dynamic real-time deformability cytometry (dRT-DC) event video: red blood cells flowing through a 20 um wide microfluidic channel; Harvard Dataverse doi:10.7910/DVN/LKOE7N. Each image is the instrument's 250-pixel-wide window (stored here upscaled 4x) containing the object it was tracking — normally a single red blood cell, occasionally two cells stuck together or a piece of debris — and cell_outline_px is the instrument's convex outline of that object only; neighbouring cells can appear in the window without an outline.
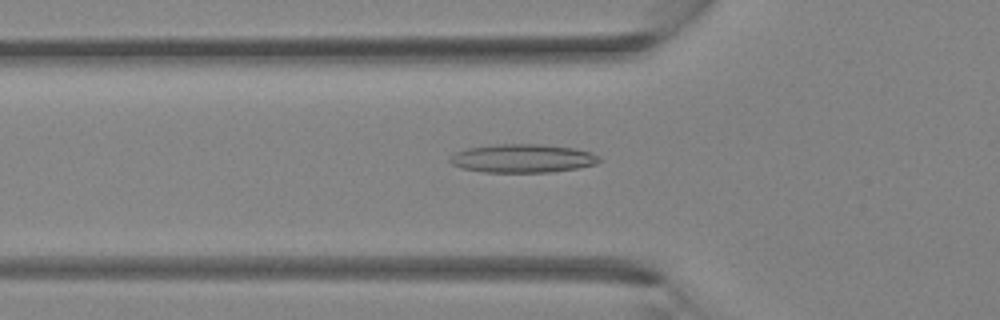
{"species": "Egyptian fruit bat (a non-hibernating species)", "species_latin": "Rousettus aegyptiacus", "temperature_condition": "room temperature", "stored_images_in_passage": 37, "camera_frame_rate_fps": 3000, "um_per_image_px": 0.085, "animal": {"sex": "female"}, "frame": {"image": 1, "passage_image": 13, "time_ms": 4.0, "image_size_px": [1000, 320], "cell_outline_px": [[604, 160], [596, 164], [576, 168], [552, 172], [484, 172], [460, 168], [452, 164], [448, 160], [448, 156], [456, 152], [468, 148], [496, 144], [540, 144], [572, 148], [592, 152], [600, 156]], "centroid_in_image_um": [44.42, 13.46], "position_along_channel_um": 81.4, "area_um2": 24.97}}
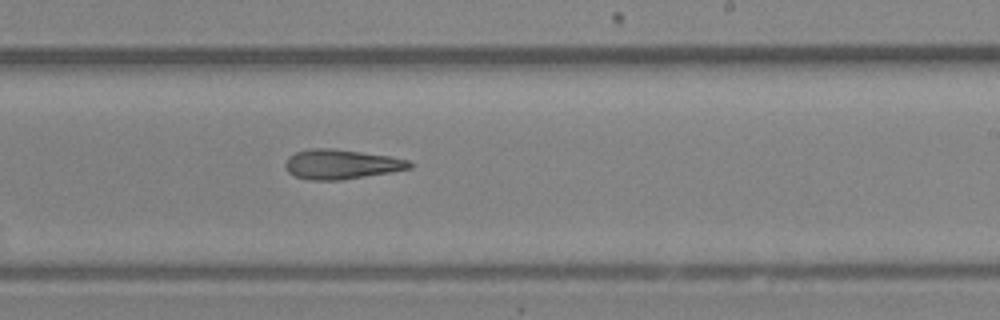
{"frame": {"image": 2, "passage_image": 23, "time_ms": 7.333, "image_size_px": [1000, 320], "cell_outline_px": [[412, 168], [340, 180], [308, 180], [296, 176], [288, 172], [284, 164], [288, 156], [296, 152], [312, 148], [332, 148], [392, 156], [408, 160], [412, 164]], "centroid_in_image_um": [28.98, 13.95], "position_along_channel_um": 260.0, "area_um2": 21.39}}
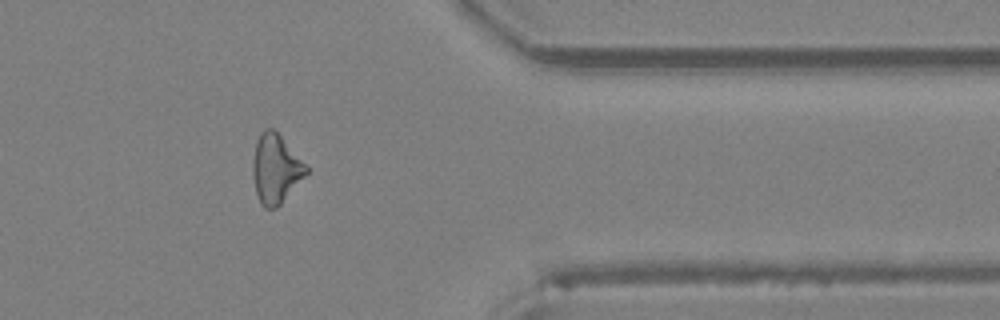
{"frame": {"image": 3, "passage_image": 31, "time_ms": 10.0, "image_size_px": [1000, 320], "cell_outline_px": [[308, 172], [280, 204], [276, 208], [264, 208], [260, 204], [256, 192], [252, 172], [252, 160], [256, 140], [260, 132], [264, 128], [272, 128], [280, 136], [308, 168]], "centroid_in_image_um": [23.38, 14.35], "position_along_channel_um": 388.0, "area_um2": 21.15}}